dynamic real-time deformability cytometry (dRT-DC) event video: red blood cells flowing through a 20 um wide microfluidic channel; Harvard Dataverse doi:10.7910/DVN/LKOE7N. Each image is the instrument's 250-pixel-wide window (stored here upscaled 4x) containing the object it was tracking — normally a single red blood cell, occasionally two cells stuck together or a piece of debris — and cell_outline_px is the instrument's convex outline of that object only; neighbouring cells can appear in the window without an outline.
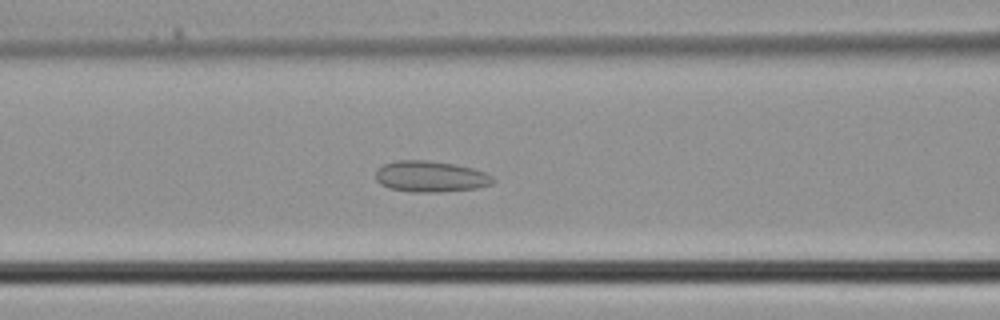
{"species": "common noctule bat (a hibernating species)", "species_latin": "Nyctalus noctula", "temperature_condition": "cold", "stored_images_in_passage": 38, "camera_frame_rate_fps": 3000, "um_per_image_px": 0.085, "animal": {"sex": "male", "body_mass_g": 21.5, "forearm_length_mm": 52.0}, "frame": {"image": 1, "passage_image": 15, "time_ms": 4.667, "image_size_px": [1000, 320], "cell_outline_px": [[496, 180], [492, 184], [476, 188], [440, 192], [412, 192], [388, 188], [380, 184], [376, 180], [376, 168], [384, 164], [396, 160], [428, 160], [456, 164], [472, 168], [484, 172], [492, 176]], "centroid_in_image_um": [36.58, 15.0], "position_along_channel_um": 130.0, "area_um2": 21.44}}
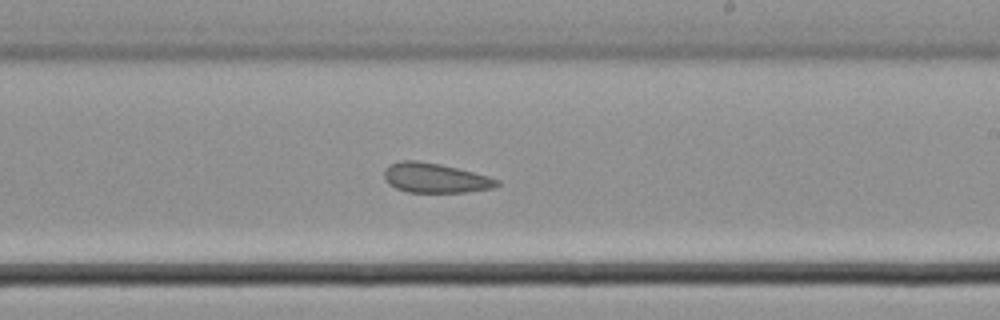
{"frame": {"image": 2, "passage_image": 22, "time_ms": 7.0, "image_size_px": [1000, 320], "cell_outline_px": [[500, 184], [492, 188], [468, 192], [408, 192], [396, 188], [388, 184], [384, 180], [384, 172], [388, 164], [400, 160], [416, 160], [440, 164], [488, 176], [500, 180]], "centroid_in_image_um": [36.95, 15.12], "position_along_channel_um": 252.0, "area_um2": 19.54}}
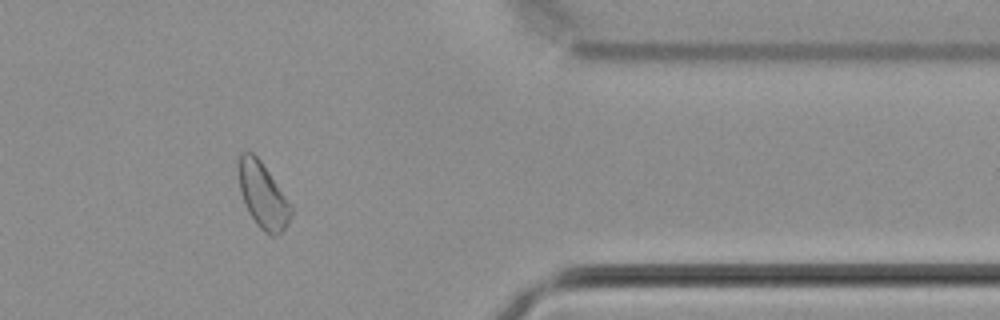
{"frame": {"image": 3, "passage_image": 31, "time_ms": 10.0, "image_size_px": [1000, 320], "cell_outline_px": [[292, 212], [288, 224], [276, 236], [268, 236], [256, 224], [248, 212], [244, 204], [240, 192], [236, 164], [236, 160], [240, 152], [252, 152], [260, 160], [292, 208]], "centroid_in_image_um": [22.27, 16.6], "position_along_channel_um": 389.1, "area_um2": 20.06}}